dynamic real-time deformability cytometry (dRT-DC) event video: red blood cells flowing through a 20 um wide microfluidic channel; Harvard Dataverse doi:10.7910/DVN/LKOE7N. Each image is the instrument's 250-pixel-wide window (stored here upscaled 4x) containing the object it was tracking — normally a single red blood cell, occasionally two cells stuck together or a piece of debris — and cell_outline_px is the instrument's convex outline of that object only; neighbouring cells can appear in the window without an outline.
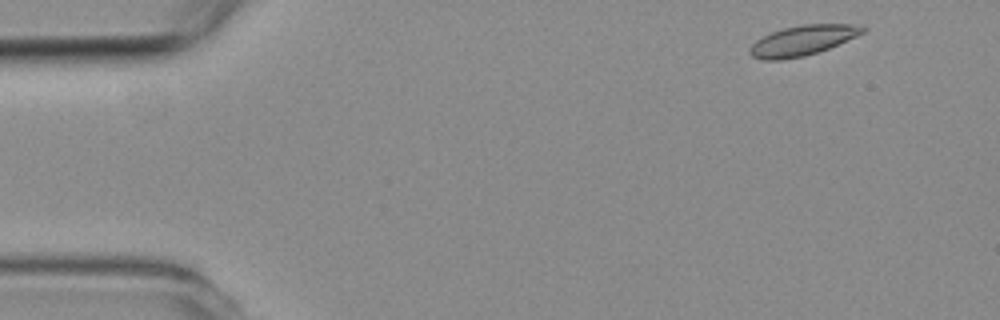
{"species": "common noctule bat (a hibernating species)", "species_latin": "Nyctalus noctula", "temperature_condition": "room temperature", "stored_images_in_passage": 3, "camera_frame_rate_fps": 3000, "um_per_image_px": 0.085, "animal": {"sex": "female", "body_mass_g": 19.3, "forearm_length_mm": 54.1}, "frame": {"image": 1, "passage_image": 1, "time_ms": 0.0, "image_size_px": [1000, 320], "cell_outline_px": [[868, 28], [864, 32], [856, 36], [828, 48], [804, 56], [780, 60], [764, 60], [752, 56], [748, 52], [748, 48], [756, 40], [772, 32], [784, 28], [800, 24], [860, 24]], "centroid_in_image_um": [68.22, 3.43], "position_along_channel_um": 16.8, "area_um2": 19.71}}